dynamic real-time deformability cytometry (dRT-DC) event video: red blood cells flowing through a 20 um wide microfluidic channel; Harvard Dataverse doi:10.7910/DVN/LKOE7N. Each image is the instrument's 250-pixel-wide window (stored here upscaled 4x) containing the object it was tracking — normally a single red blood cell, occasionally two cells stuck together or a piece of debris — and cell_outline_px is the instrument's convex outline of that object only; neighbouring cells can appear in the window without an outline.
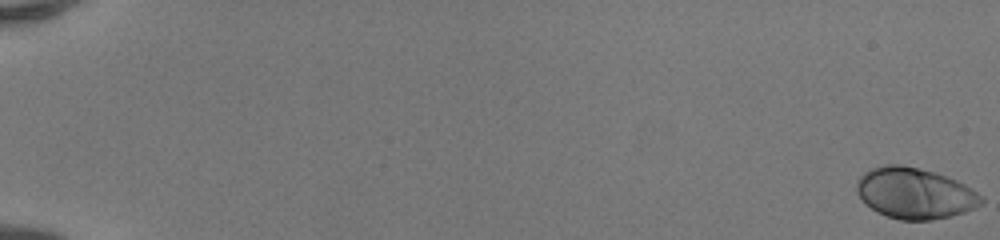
{"species": "human", "species_latin": "Homo sapiens", "temperature_condition": "room temperature", "stored_images_in_passage": 52, "camera_frame_rate_fps": 3000, "um_per_image_px": 0.085, "donor": {"sex": "female"}, "frame": {"image": 1, "passage_image": 1, "time_ms": 0.0, "image_size_px": [1000, 240], "cell_outline_px": [[984, 200], [980, 204], [964, 212], [952, 216], [928, 220], [900, 220], [876, 212], [856, 192], [856, 180], [864, 172], [872, 168], [884, 164], [900, 164], [932, 172], [956, 180], [972, 188]], "centroid_in_image_um": [77.72, 16.42], "position_along_channel_um": 7.3, "area_um2": 36.59}}
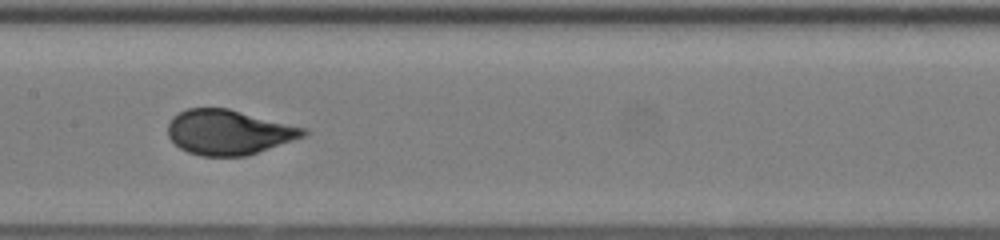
{"frame": {"image": 2, "passage_image": 29, "time_ms": 9.333, "image_size_px": [1000, 240], "cell_outline_px": [[308, 132], [304, 136], [248, 156], [200, 156], [188, 152], [180, 148], [168, 136], [168, 124], [172, 116], [188, 108], [228, 108], [308, 128]], "centroid_in_image_um": [19.45, 11.24], "position_along_channel_um": 188.0, "area_um2": 35.55}}
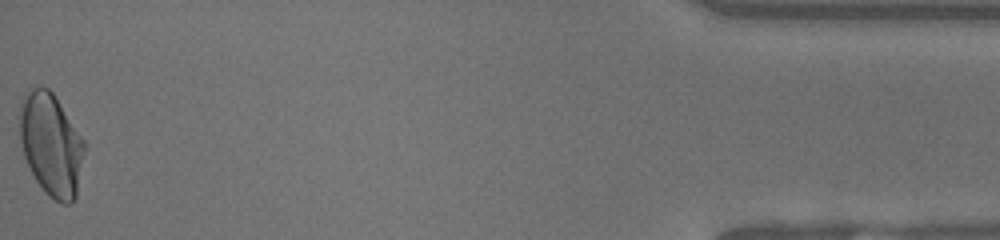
{"frame": {"image": 3, "passage_image": 52, "time_ms": 17.0, "image_size_px": [1000, 240], "cell_outline_px": [[84, 148], [76, 196], [72, 204], [60, 204], [48, 196], [44, 192], [36, 180], [24, 156], [20, 140], [16, 116], [24, 92], [28, 88], [40, 84], [48, 88], [52, 92], [84, 140]], "centroid_in_image_um": [4.28, 12.23], "position_along_channel_um": 430.9, "area_um2": 39.19}, "authors_computed_cell_mechanics": {"area_um2": 35.7204, "velocity_mm_per_s": 4.196, "shape_relaxation_time_tau1_ms": 4.1189, "shape_relaxation_time_tau2_ms": null, "deformation_change_tau1": 0.1925, "deformation_change_tau2": null}}